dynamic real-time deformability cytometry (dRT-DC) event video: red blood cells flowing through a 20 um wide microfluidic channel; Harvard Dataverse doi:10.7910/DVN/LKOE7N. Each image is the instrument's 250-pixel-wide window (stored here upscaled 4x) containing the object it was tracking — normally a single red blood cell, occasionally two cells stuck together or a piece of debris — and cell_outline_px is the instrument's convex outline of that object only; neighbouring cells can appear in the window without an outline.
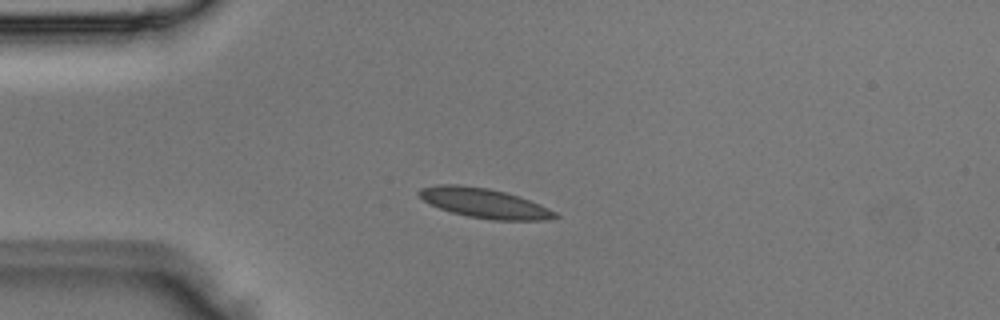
{"species": "Egyptian fruit bat (a non-hibernating species)", "species_latin": "Rousettus aegyptiacus", "temperature_condition": "room temperature", "stored_images_in_passage": 4, "camera_frame_rate_fps": 3000, "um_per_image_px": 0.085, "animal": {"sex": "male"}, "frame": {"image": 1, "passage_image": 2, "time_ms": 0.333, "image_size_px": [1000, 320], "cell_outline_px": [[560, 216], [544, 220], [492, 220], [468, 216], [452, 212], [440, 208], [424, 200], [416, 192], [420, 188], [436, 184], [460, 184], [488, 188], [520, 196], [540, 204], [556, 212]], "centroid_in_image_um": [41.17, 17.25], "position_along_channel_um": 43.8, "area_um2": 23.47}}